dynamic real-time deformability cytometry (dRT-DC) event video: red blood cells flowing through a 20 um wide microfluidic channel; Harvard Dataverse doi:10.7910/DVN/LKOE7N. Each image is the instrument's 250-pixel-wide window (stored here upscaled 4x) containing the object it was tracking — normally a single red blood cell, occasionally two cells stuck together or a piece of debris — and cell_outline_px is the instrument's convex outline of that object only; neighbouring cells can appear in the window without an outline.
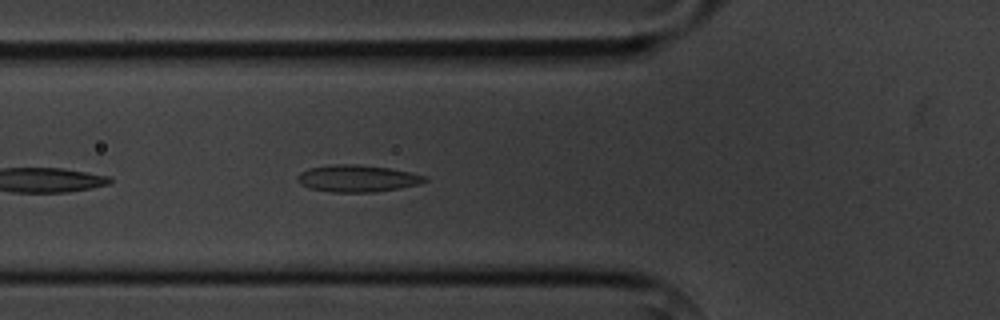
{"species": "common noctule bat (a hibernating species)", "species_latin": "Nyctalus noctula", "temperature_condition": "cold", "stored_images_in_passage": 6, "camera_frame_rate_fps": 3000, "um_per_image_px": 0.085, "animal": {"sex": "male", "body_mass_g": 20.1, "forearm_length_mm": 53.5}, "frame": {"image": 1, "passage_image": 6, "time_ms": 6.0, "image_size_px": [1000, 320], "cell_outline_px": [[428, 180], [420, 184], [400, 188], [372, 192], [332, 192], [308, 188], [300, 184], [296, 180], [296, 176], [300, 172], [308, 168], [332, 164], [356, 164], [388, 168], [412, 172], [428, 176]], "centroid_in_image_um": [30.37, 15.16], "position_along_channel_um": 95.4, "area_um2": 20.23}}